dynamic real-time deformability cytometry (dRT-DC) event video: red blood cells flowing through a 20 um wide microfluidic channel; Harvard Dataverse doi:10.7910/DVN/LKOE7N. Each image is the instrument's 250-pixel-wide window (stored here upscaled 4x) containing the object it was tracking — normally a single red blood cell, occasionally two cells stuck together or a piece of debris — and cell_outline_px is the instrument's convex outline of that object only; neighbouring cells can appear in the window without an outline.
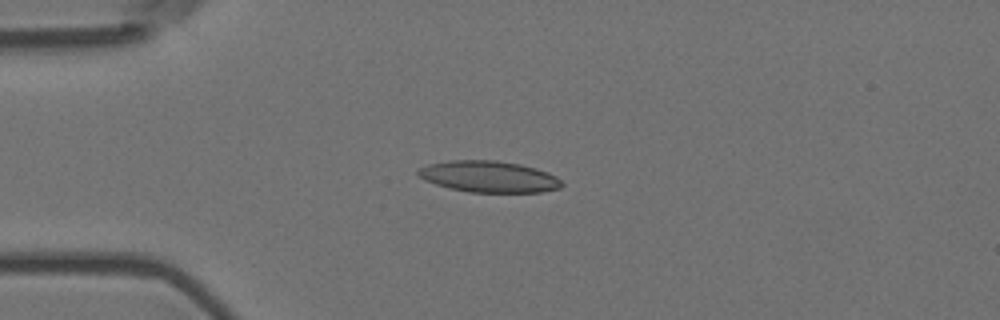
{"species": "Egyptian fruit bat (a non-hibernating species)", "species_latin": "Rousettus aegyptiacus", "temperature_condition": "room temperature", "stored_images_in_passage": 5, "camera_frame_rate_fps": 3000, "um_per_image_px": 0.085, "animal": {"sex": "female"}, "frame": {"image": 1, "passage_image": 3, "time_ms": 0.667, "image_size_px": [1000, 320], "cell_outline_px": [[564, 184], [560, 188], [540, 192], [468, 192], [448, 188], [424, 180], [416, 176], [416, 172], [420, 168], [428, 164], [448, 160], [496, 160], [520, 164], [536, 168], [548, 172], [556, 176]], "centroid_in_image_um": [41.53, 15.01], "position_along_channel_um": 43.5, "area_um2": 26.47}}
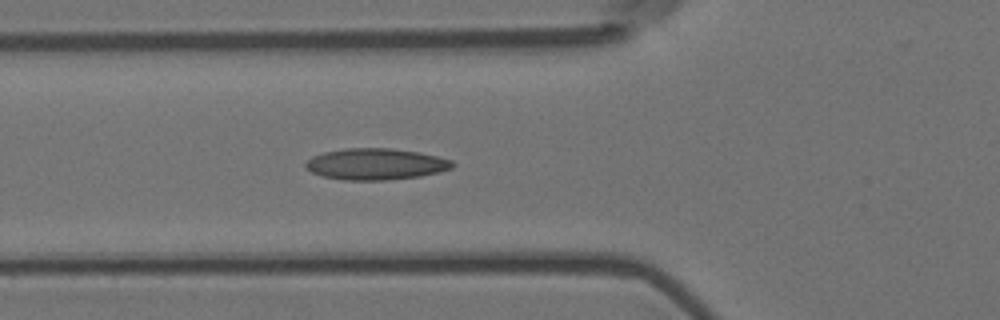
{"frame": {"image": 2, "passage_image": 5, "time_ms": 1.333, "image_size_px": [1000, 320], "cell_outline_px": [[456, 164], [452, 168], [440, 172], [420, 176], [388, 180], [344, 180], [324, 176], [312, 172], [304, 168], [304, 164], [312, 156], [324, 152], [344, 148], [392, 148], [416, 152], [436, 156], [452, 160]], "centroid_in_image_um": [31.94, 13.95], "position_along_channel_um": 93.9, "area_um2": 26.88}}